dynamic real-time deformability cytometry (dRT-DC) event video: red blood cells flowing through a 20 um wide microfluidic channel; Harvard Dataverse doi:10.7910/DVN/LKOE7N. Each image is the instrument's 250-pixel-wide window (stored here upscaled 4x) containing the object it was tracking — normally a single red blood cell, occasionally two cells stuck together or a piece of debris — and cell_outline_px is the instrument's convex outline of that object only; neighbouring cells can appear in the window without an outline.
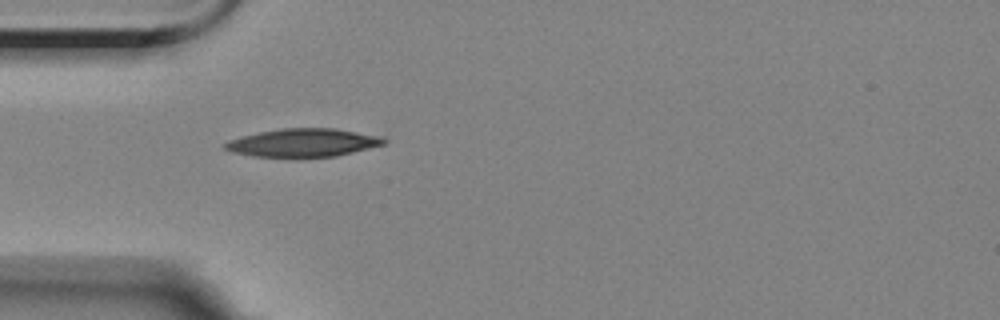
{"species": "Egyptian fruit bat (a non-hibernating species)", "species_latin": "Rousettus aegyptiacus", "temperature_condition": "room temperature", "stored_images_in_passage": 1, "camera_frame_rate_fps": 3000, "um_per_image_px": 0.085, "animal": {"sex": "female"}, "frame": {"image": 1, "passage_image": 1, "time_ms": 0.0, "image_size_px": [1000, 320], "cell_outline_px": [[388, 140], [384, 144], [336, 156], [292, 160], [252, 156], [232, 152], [224, 148], [224, 144], [228, 140], [240, 136], [280, 128], [336, 128], [384, 136]], "centroid_in_image_um": [25.75, 12.16], "position_along_channel_um": 59.3, "area_um2": 27.17}}